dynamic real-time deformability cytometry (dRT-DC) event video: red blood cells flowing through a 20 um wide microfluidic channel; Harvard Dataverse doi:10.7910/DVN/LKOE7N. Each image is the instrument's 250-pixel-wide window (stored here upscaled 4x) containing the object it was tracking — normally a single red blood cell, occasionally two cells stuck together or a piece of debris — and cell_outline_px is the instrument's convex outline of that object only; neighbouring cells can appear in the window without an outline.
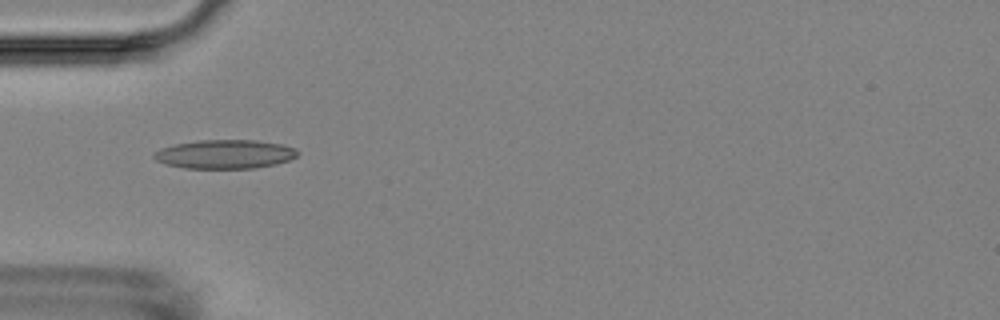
{"species": "Egyptian fruit bat (a non-hibernating species)", "species_latin": "Rousettus aegyptiacus", "temperature_condition": "room temperature", "stored_images_in_passage": 8, "camera_frame_rate_fps": 3000, "um_per_image_px": 0.085, "animal": {"sex": "female"}, "frame": {"image": 1, "passage_image": 3, "time_ms": 2.333, "image_size_px": [1000, 320], "cell_outline_px": [[296, 156], [288, 160], [276, 164], [256, 168], [184, 168], [164, 164], [156, 160], [152, 156], [152, 152], [160, 148], [176, 144], [196, 140], [256, 140], [280, 144], [292, 148], [296, 152]], "centroid_in_image_um": [19.03, 13.11], "position_along_channel_um": 66.0, "area_um2": 24.1}}
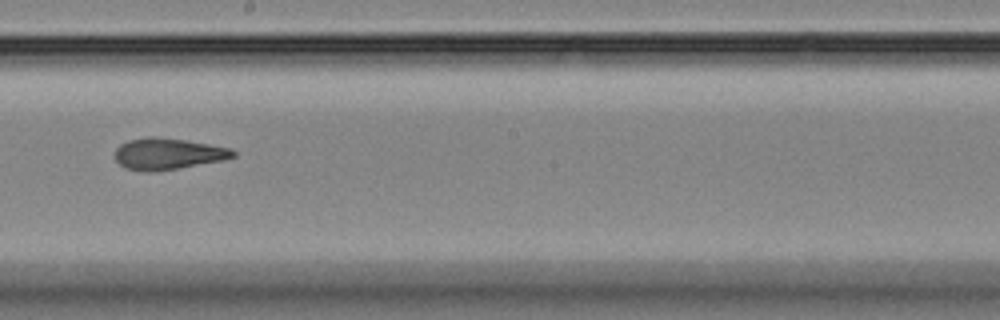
{"frame": {"image": 2, "passage_image": 7, "time_ms": 7.0, "image_size_px": [1000, 320], "cell_outline_px": [[236, 156], [224, 160], [152, 172], [144, 172], [124, 168], [116, 160], [116, 148], [120, 144], [128, 140], [148, 136], [156, 136], [188, 140], [232, 148], [236, 152]], "centroid_in_image_um": [14.28, 13.06], "position_along_channel_um": 233.9, "area_um2": 21.79}}
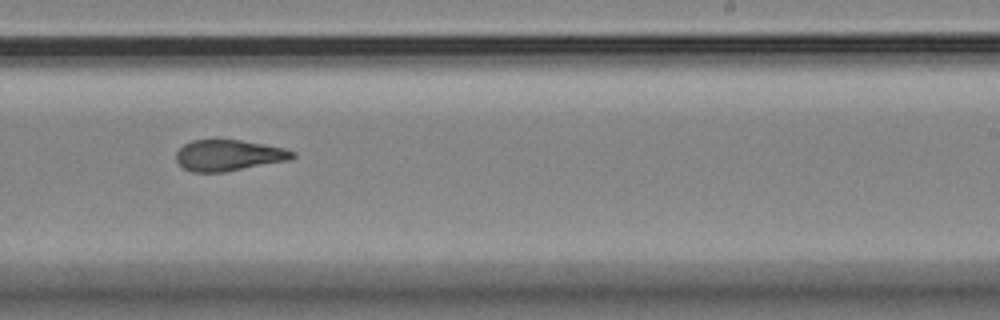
{"frame": {"image": 3, "passage_image": 8, "time_ms": 8.0, "image_size_px": [1000, 320], "cell_outline_px": [[296, 156], [292, 160], [224, 172], [192, 172], [184, 168], [176, 160], [176, 152], [184, 144], [192, 140], [240, 140], [284, 148], [296, 152]], "centroid_in_image_um": [19.47, 13.21], "position_along_channel_um": 269.5, "area_um2": 21.1}}